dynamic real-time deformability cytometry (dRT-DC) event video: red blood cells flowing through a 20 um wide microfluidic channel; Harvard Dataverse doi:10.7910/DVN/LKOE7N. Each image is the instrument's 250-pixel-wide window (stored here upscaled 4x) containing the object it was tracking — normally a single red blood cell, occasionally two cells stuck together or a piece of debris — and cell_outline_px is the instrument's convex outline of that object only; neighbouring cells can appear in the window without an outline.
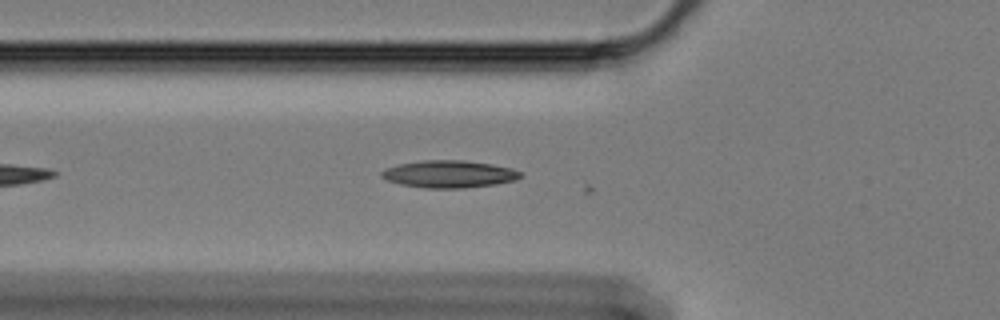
{"species": "Egyptian fruit bat (a non-hibernating species)", "species_latin": "Rousettus aegyptiacus", "temperature_condition": "cold", "stored_images_in_passage": 9, "camera_frame_rate_fps": 3000, "um_per_image_px": 0.085, "animal": {"sex": "female"}, "frame": {"image": 1, "passage_image": 8, "time_ms": 2.333, "image_size_px": [1000, 320], "cell_outline_px": [[524, 176], [516, 180], [496, 184], [464, 188], [424, 188], [400, 184], [388, 180], [380, 176], [380, 172], [388, 168], [400, 164], [420, 160], [464, 160], [492, 164], [512, 168], [520, 172]], "centroid_in_image_um": [38.2, 14.8], "position_along_channel_um": 87.6, "area_um2": 22.14}}